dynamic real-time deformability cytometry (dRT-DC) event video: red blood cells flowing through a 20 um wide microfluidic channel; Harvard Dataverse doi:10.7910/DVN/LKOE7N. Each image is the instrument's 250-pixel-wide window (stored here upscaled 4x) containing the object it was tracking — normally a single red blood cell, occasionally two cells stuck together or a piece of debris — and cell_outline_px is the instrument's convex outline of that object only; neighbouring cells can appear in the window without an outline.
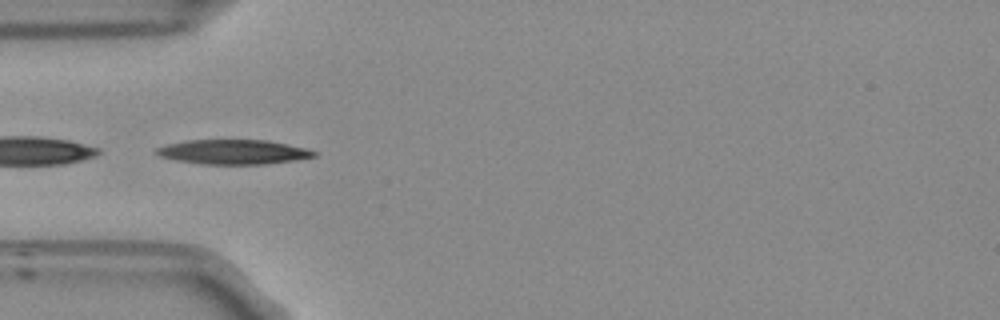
{"species": "Egyptian fruit bat (a non-hibernating species)", "species_latin": "Rousettus aegyptiacus", "temperature_condition": "room temperature", "stored_images_in_passage": 24, "camera_frame_rate_fps": 3000, "um_per_image_px": 0.085, "frame": {"image": 1, "passage_image": 1, "time_ms": 0.0, "image_size_px": [1000, 320], "cell_outline_px": [[316, 156], [292, 160], [264, 164], [200, 164], [176, 160], [160, 156], [156, 152], [156, 148], [168, 144], [184, 140], [268, 140], [304, 148], [316, 152]], "centroid_in_image_um": [19.79, 12.91], "position_along_channel_um": 65.2, "area_um2": 22.31}}
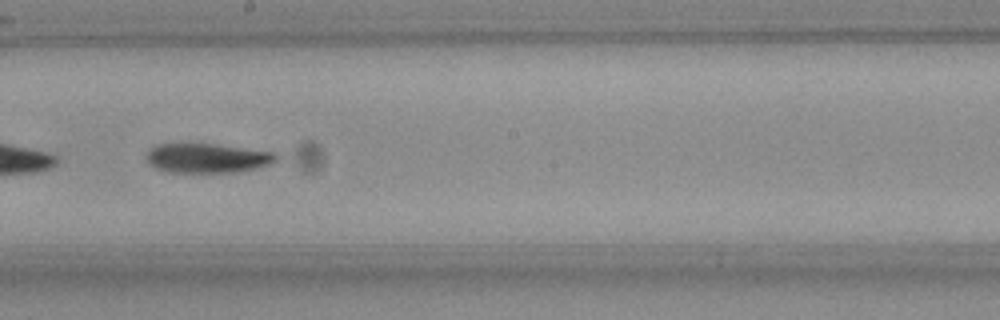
{"frame": {"image": 2, "passage_image": 14, "time_ms": 4.333, "image_size_px": [1000, 320], "cell_outline_px": [[276, 160], [268, 164], [256, 168], [236, 172], [168, 172], [156, 168], [148, 164], [148, 152], [156, 144], [212, 144], [276, 152]], "centroid_in_image_um": [17.61, 13.44], "position_along_channel_um": 230.6, "area_um2": 21.91}}
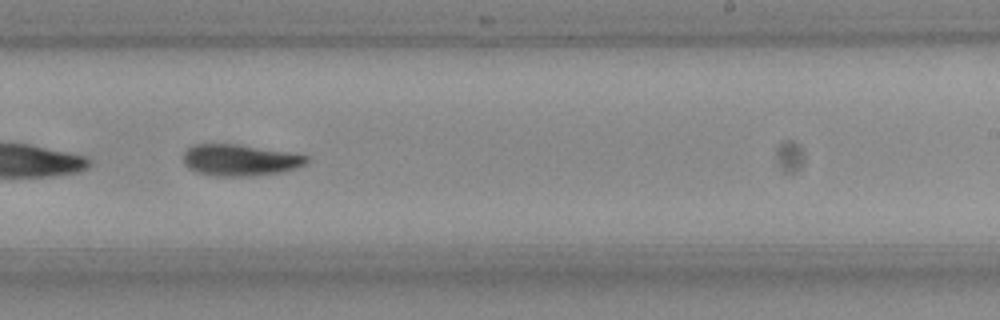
{"frame": {"image": 3, "passage_image": 17, "time_ms": 5.333, "image_size_px": [1000, 320], "cell_outline_px": [[308, 160], [304, 164], [296, 168], [280, 172], [252, 176], [212, 176], [196, 172], [188, 168], [184, 164], [184, 152], [192, 144], [240, 144], [288, 152], [308, 156]], "centroid_in_image_um": [20.36, 13.61], "position_along_channel_um": 268.6, "area_um2": 22.66}}